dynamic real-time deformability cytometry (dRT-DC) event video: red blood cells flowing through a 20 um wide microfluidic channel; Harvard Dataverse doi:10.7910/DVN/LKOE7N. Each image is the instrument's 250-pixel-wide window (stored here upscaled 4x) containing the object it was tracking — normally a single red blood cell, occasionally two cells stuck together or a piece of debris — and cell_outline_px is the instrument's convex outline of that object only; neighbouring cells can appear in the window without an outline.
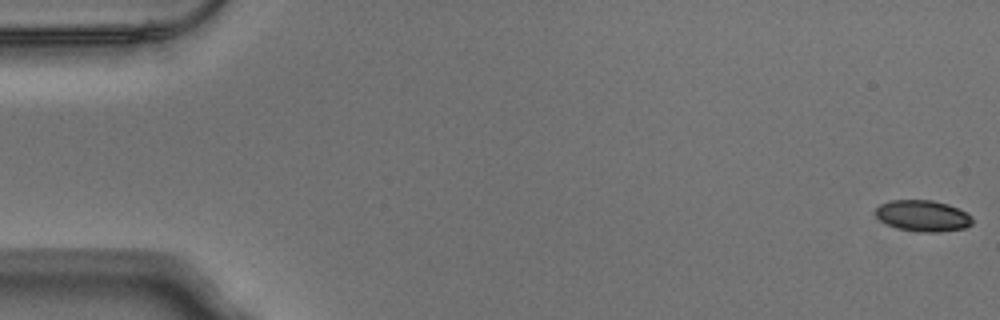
{"species": "Egyptian fruit bat (a non-hibernating species)", "species_latin": "Rousettus aegyptiacus", "temperature_condition": "warm", "stored_images_in_passage": 53, "camera_frame_rate_fps": 3000, "um_per_image_px": 0.085, "animal": {"sex": "male"}, "frame": {"image": 1, "passage_image": 1, "time_ms": 0.0, "image_size_px": [1000, 320], "cell_outline_px": [[972, 224], [964, 228], [936, 232], [920, 232], [896, 228], [880, 220], [876, 216], [876, 208], [880, 204], [888, 200], [932, 200], [948, 204], [968, 212], [972, 216]], "centroid_in_image_um": [78.45, 18.33], "position_along_channel_um": 6.6, "area_um2": 17.69}}
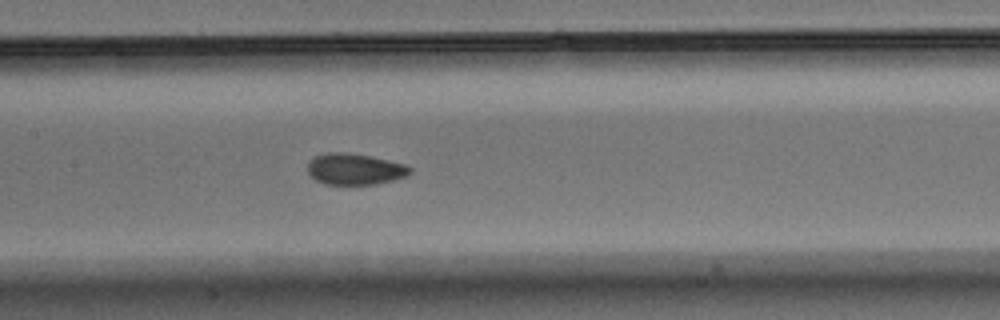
{"frame": {"image": 2, "passage_image": 26, "time_ms": 8.333, "image_size_px": [1000, 320], "cell_outline_px": [[412, 172], [404, 176], [392, 180], [376, 184], [324, 184], [316, 180], [308, 172], [308, 160], [316, 156], [328, 152], [348, 152], [372, 156], [404, 164], [412, 168]], "centroid_in_image_um": [30.14, 14.36], "position_along_channel_um": 177.3, "area_um2": 18.61}}
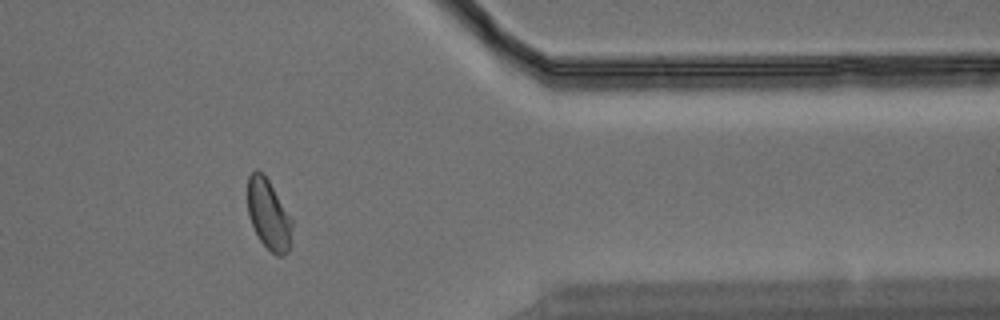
{"frame": {"image": 3, "passage_image": 44, "time_ms": 14.333, "image_size_px": [1000, 320], "cell_outline_px": [[292, 224], [288, 252], [284, 256], [276, 256], [260, 240], [248, 216], [248, 176], [256, 168], [264, 172], [292, 220]], "centroid_in_image_um": [22.81, 18.2], "position_along_channel_um": 388.6, "area_um2": 18.03}, "authors_computed_cell_mechanics": {"area_um2": 18.6694, "velocity_mm_per_s": 3.8236, "shape_relaxation_time_tau1_ms": 4.3976, "shape_relaxation_time_tau2_ms": 1.1267, "deformation_change_tau1": 0.127, "deformation_change_tau2": 0.0525}}